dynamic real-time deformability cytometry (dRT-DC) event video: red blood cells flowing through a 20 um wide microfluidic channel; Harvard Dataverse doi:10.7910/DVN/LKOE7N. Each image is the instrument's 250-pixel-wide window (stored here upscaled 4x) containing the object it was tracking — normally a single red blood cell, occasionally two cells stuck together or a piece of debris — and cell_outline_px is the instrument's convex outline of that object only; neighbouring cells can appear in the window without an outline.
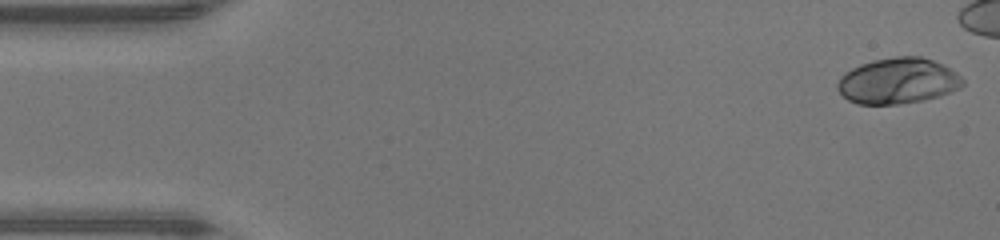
{"species": "human", "species_latin": "Homo sapiens", "temperature_condition": "warm", "stored_images_in_passage": 41, "camera_frame_rate_fps": 3000, "um_per_image_px": 0.085, "donor": {"sex": "male"}, "frame": {"image": 1, "passage_image": 1, "time_ms": 0.0, "image_size_px": [1000, 240], "cell_outline_px": [[964, 84], [960, 88], [940, 96], [924, 100], [900, 104], [856, 104], [848, 100], [836, 88], [836, 84], [840, 76], [844, 72], [860, 64], [872, 60], [896, 56], [920, 56], [944, 64], [956, 72], [964, 80]], "centroid_in_image_um": [76.31, 6.87], "position_along_channel_um": 8.7, "area_um2": 33.76}}
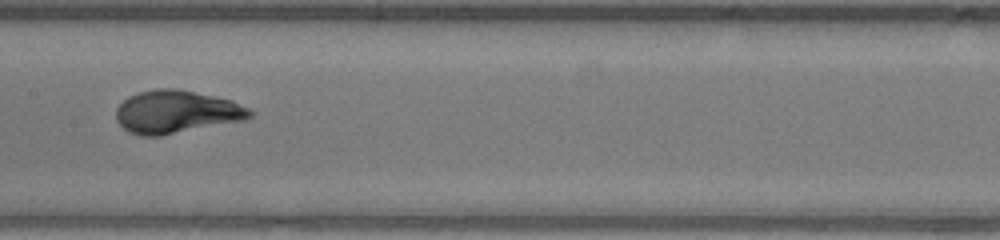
{"frame": {"image": 2, "passage_image": 23, "time_ms": 7.333, "image_size_px": [1000, 240], "cell_outline_px": [[252, 116], [244, 120], [160, 136], [140, 136], [128, 132], [116, 120], [116, 108], [128, 96], [140, 92], [156, 88], [176, 88], [232, 100], [248, 108], [252, 112]], "centroid_in_image_um": [14.97, 9.51], "position_along_channel_um": 192.4, "area_um2": 33.35}}
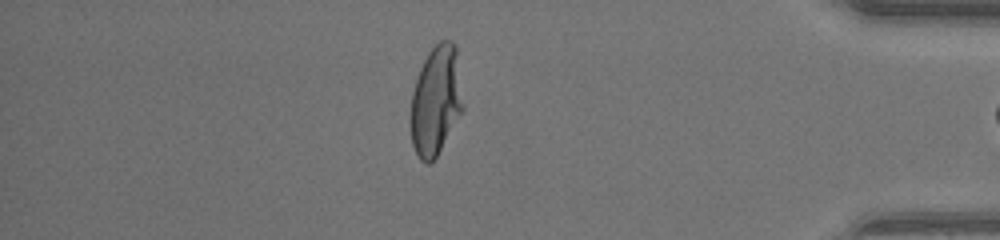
{"frame": {"image": 3, "passage_image": 40, "time_ms": 13.0, "image_size_px": [1000, 240], "cell_outline_px": [[464, 108], [436, 156], [428, 164], [420, 160], [412, 144], [412, 92], [420, 68], [428, 52], [440, 40], [452, 40], [456, 44], [464, 104]], "centroid_in_image_um": [37.08, 8.49], "position_along_channel_um": 398.1, "area_um2": 33.06}}